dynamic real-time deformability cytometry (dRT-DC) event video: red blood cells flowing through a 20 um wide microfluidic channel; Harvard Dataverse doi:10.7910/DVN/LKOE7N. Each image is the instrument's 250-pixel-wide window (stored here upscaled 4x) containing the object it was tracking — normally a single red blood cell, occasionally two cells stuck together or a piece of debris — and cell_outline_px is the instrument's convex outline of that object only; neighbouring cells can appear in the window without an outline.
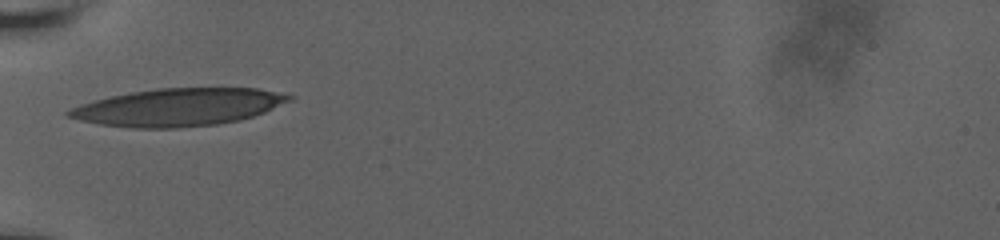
{"species": "human", "species_latin": "Homo sapiens", "temperature_condition": "room temperature", "stored_images_in_passage": 5, "camera_frame_rate_fps": 3000, "um_per_image_px": 0.085, "donor": {"sex": "male"}, "frame": {"image": 1, "passage_image": 1, "time_ms": 0.0, "image_size_px": [1000, 240], "cell_outline_px": [[296, 96], [292, 100], [264, 112], [240, 120], [216, 124], [176, 128], [136, 128], [100, 124], [80, 120], [68, 116], [64, 112], [68, 108], [80, 104], [112, 96], [132, 92], [156, 88], [256, 88]], "centroid_in_image_um": [15.15, 9.11], "position_along_channel_um": 69.8, "area_um2": 48.03}}
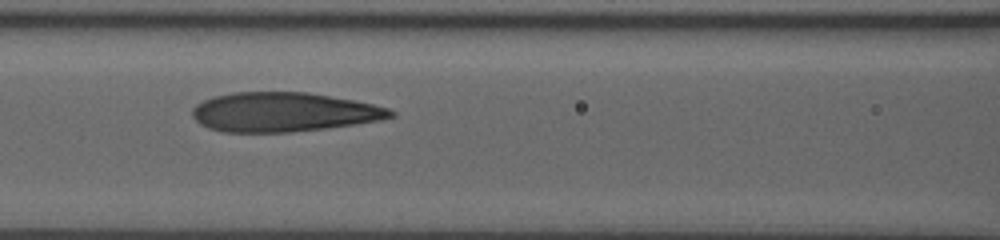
{"frame": {"image": 2, "passage_image": 3, "time_ms": 2.0, "image_size_px": [1000, 240], "cell_outline_px": [[396, 116], [380, 120], [324, 128], [288, 132], [224, 132], [208, 128], [200, 124], [192, 116], [192, 108], [196, 104], [212, 96], [232, 92], [308, 92], [352, 100], [372, 104], [388, 108], [396, 112]], "centroid_in_image_um": [24.06, 9.52], "position_along_channel_um": 142.5, "area_um2": 45.32}}
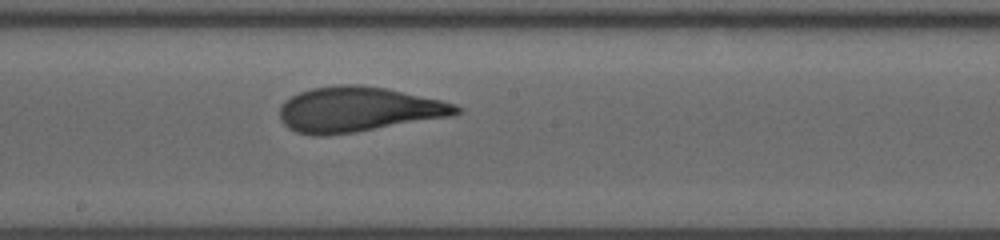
{"frame": {"image": 3, "passage_image": 5, "time_ms": 4.0, "image_size_px": [1000, 240], "cell_outline_px": [[464, 112], [456, 116], [356, 132], [328, 136], [312, 136], [296, 132], [288, 128], [280, 120], [280, 104], [284, 100], [300, 92], [312, 88], [340, 84], [360, 84], [388, 88], [440, 100], [456, 104], [464, 108]], "centroid_in_image_um": [30.5, 9.31], "position_along_channel_um": 217.7, "area_um2": 47.16}}